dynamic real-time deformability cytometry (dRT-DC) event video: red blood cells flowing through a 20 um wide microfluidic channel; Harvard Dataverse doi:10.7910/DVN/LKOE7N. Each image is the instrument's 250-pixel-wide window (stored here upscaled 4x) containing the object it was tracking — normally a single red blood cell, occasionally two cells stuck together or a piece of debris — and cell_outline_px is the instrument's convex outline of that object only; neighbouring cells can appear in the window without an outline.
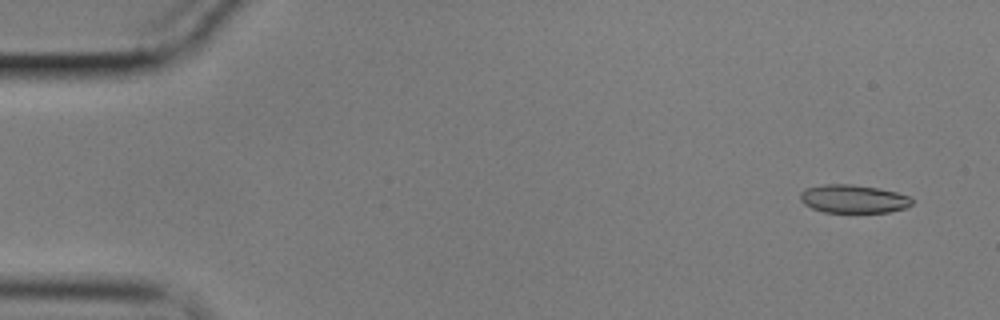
{"species": "common noctule bat (a hibernating species)", "species_latin": "Nyctalus noctula", "temperature_condition": "cold", "stored_images_in_passage": 54, "camera_frame_rate_fps": 3000, "um_per_image_px": 0.085, "animal": {"sex": "male", "body_mass_g": 17.9}, "frame": {"image": 1, "passage_image": 1, "time_ms": 0.0, "image_size_px": [1000, 320], "cell_outline_px": [[912, 204], [904, 208], [888, 212], [824, 212], [812, 208], [804, 204], [800, 200], [800, 192], [804, 188], [824, 184], [852, 184], [876, 188], [896, 192], [908, 196], [912, 200]], "centroid_in_image_um": [72.48, 16.9], "position_along_channel_um": 12.5, "area_um2": 18.32}}
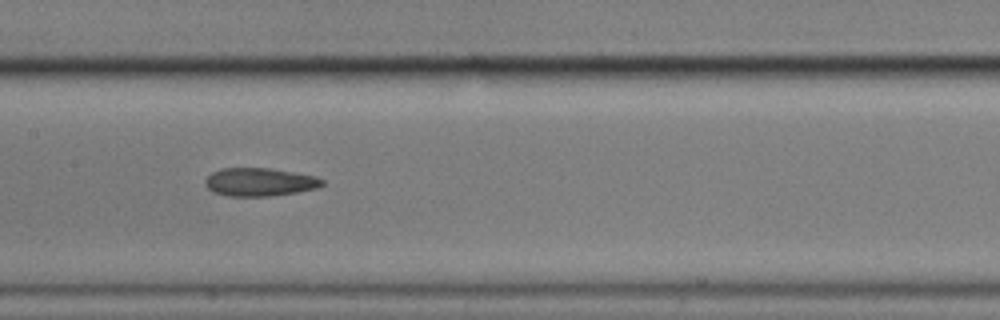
{"frame": {"image": 2, "passage_image": 26, "time_ms": 8.333, "image_size_px": [1000, 320], "cell_outline_px": [[324, 184], [316, 188], [296, 192], [268, 196], [228, 196], [216, 192], [208, 188], [204, 184], [204, 180], [212, 172], [220, 168], [272, 168], [316, 176], [324, 180]], "centroid_in_image_um": [22.07, 15.46], "position_along_channel_um": 185.3, "area_um2": 19.19}}
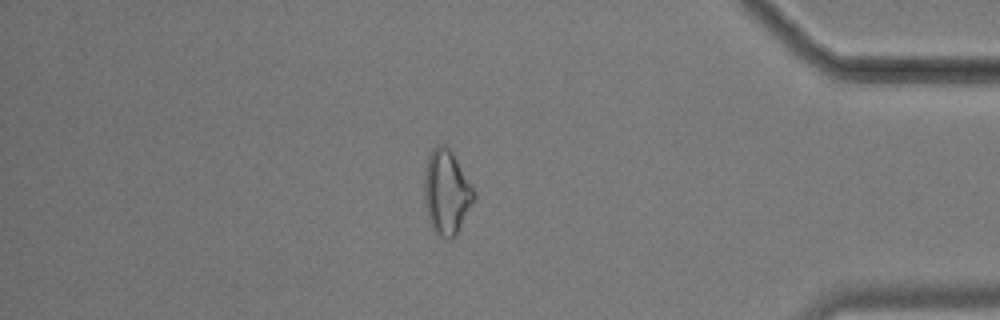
{"frame": {"image": 3, "passage_image": 47, "time_ms": 15.333, "image_size_px": [1000, 320], "cell_outline_px": [[476, 200], [456, 236], [452, 240], [448, 240], [440, 236], [432, 228], [428, 220], [424, 200], [424, 176], [428, 156], [432, 148], [440, 144], [444, 144], [452, 152], [476, 192]], "centroid_in_image_um": [37.97, 16.38], "position_along_channel_um": 397.2, "area_um2": 24.85}, "authors_computed_cell_mechanics": {"area_um2": 19.8543, "velocity_mm_per_s": 3.4755, "shape_relaxation_time_tau1_ms": null, "shape_relaxation_time_tau2_ms": 6.514, "deformation_change_tau1": null, "deformation_change_tau2": 0.1581}}